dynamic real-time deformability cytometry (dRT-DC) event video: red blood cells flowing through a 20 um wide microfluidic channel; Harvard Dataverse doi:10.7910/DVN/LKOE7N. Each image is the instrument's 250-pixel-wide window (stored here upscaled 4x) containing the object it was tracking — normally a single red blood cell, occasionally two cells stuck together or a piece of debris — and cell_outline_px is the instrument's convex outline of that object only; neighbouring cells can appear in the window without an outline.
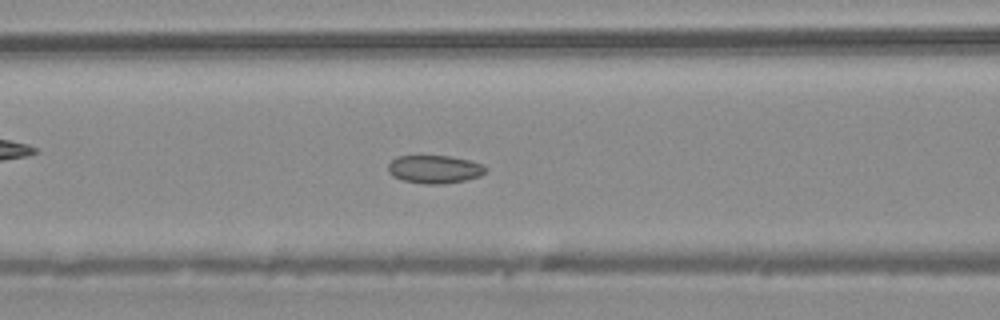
{"species": "common noctule bat (a hibernating species)", "species_latin": "Nyctalus noctula", "temperature_condition": "warm", "stored_images_in_passage": 40, "camera_frame_rate_fps": 3000, "um_per_image_px": 0.085, "animal": {"sex": "male", "body_mass_g": 20.4}, "frame": {"image": 1, "passage_image": 12, "time_ms": 3.667, "image_size_px": [1000, 320], "cell_outline_px": [[488, 168], [480, 176], [464, 180], [444, 184], [424, 184], [404, 180], [392, 176], [388, 172], [388, 164], [396, 156], [448, 156], [468, 160], [480, 164]], "centroid_in_image_um": [36.9, 14.39], "position_along_channel_um": 129.7, "area_um2": 15.84}}
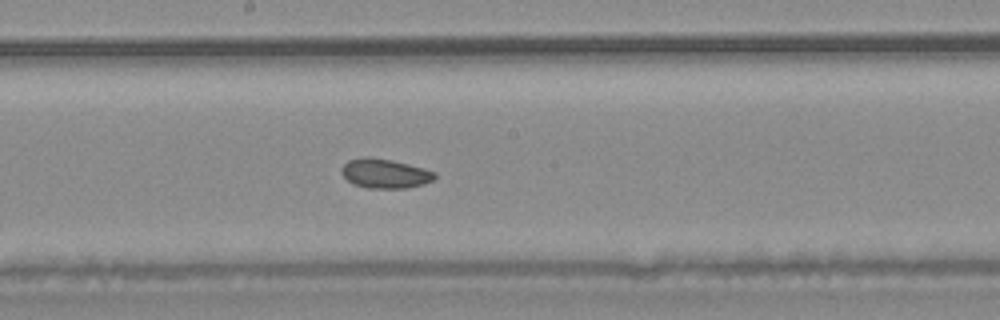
{"frame": {"image": 2, "passage_image": 18, "time_ms": 5.667, "image_size_px": [1000, 320], "cell_outline_px": [[436, 176], [432, 180], [424, 184], [408, 188], [368, 188], [352, 184], [340, 172], [340, 168], [348, 160], [364, 156], [368, 156], [392, 160], [424, 168], [436, 172]], "centroid_in_image_um": [32.7, 14.74], "position_along_channel_um": 215.5, "area_um2": 16.13}}